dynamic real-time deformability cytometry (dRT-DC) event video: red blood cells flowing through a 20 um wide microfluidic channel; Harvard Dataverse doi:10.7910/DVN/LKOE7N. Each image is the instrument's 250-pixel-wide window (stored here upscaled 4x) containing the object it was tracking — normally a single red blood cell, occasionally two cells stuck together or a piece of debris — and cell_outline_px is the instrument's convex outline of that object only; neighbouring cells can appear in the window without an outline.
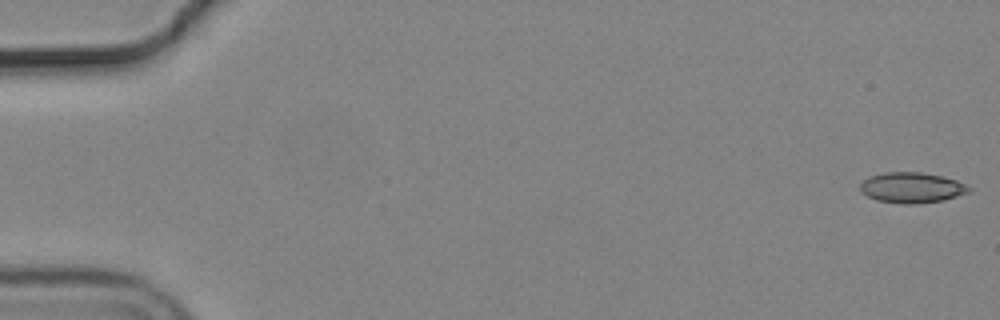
{"species": "common noctule bat (a hibernating species)", "species_latin": "Nyctalus noctula", "temperature_condition": "cold", "stored_images_in_passage": 56, "camera_frame_rate_fps": 3000, "um_per_image_px": 0.085, "animal": {"sex": "male", "body_mass_g": 19.2, "forearm_length_mm": 51.8}, "frame": {"image": 1, "passage_image": 1, "time_ms": 0.0, "image_size_px": [1000, 320], "cell_outline_px": [[972, 192], [944, 200], [916, 204], [904, 204], [876, 200], [860, 192], [860, 184], [868, 176], [884, 172], [920, 172], [940, 176], [956, 180], [972, 188]], "centroid_in_image_um": [77.5, 15.95], "position_along_channel_um": 7.5, "area_um2": 19.48}}
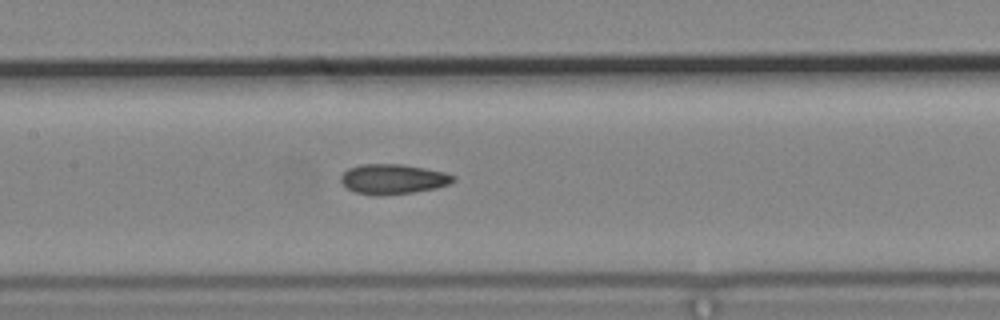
{"frame": {"image": 2, "passage_image": 27, "time_ms": 8.667, "image_size_px": [1000, 320], "cell_outline_px": [[456, 180], [452, 184], [436, 188], [412, 192], [376, 196], [356, 192], [348, 188], [340, 180], [340, 176], [348, 168], [360, 164], [400, 164], [424, 168], [444, 172], [456, 176]], "centroid_in_image_um": [33.43, 15.22], "position_along_channel_um": 174.0, "area_um2": 19.65}}
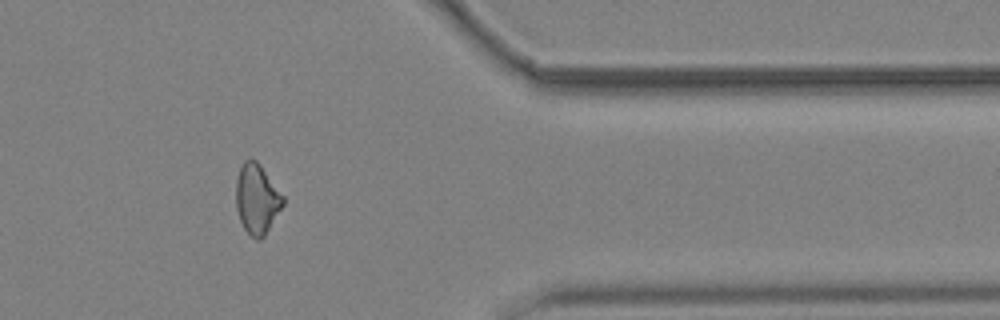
{"frame": {"image": 3, "passage_image": 46, "time_ms": 15.0, "image_size_px": [1000, 320], "cell_outline_px": [[284, 204], [264, 236], [260, 240], [256, 240], [244, 228], [240, 220], [236, 208], [236, 180], [240, 168], [244, 160], [256, 160], [260, 164], [284, 196]], "centroid_in_image_um": [21.84, 16.91], "position_along_channel_um": 389.6, "area_um2": 19.02}, "authors_computed_cell_mechanics": {"area_um2": 19.2185, "velocity_mm_per_s": 3.7115, "shape_relaxation_time_tau1_ms": null, "shape_relaxation_time_tau2_ms": 4.1931, "deformation_change_tau1": null, "deformation_change_tau2": 0.1104}}